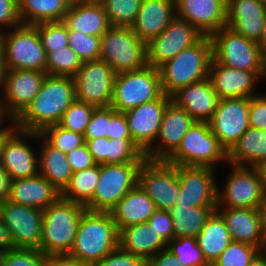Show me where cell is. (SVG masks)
<instances>
[{
    "mask_svg": "<svg viewBox=\"0 0 266 266\" xmlns=\"http://www.w3.org/2000/svg\"><path fill=\"white\" fill-rule=\"evenodd\" d=\"M75 99L72 77L46 75L39 93L13 125L22 131L41 133L45 128L58 124Z\"/></svg>",
    "mask_w": 266,
    "mask_h": 266,
    "instance_id": "cell-1",
    "label": "cell"
},
{
    "mask_svg": "<svg viewBox=\"0 0 266 266\" xmlns=\"http://www.w3.org/2000/svg\"><path fill=\"white\" fill-rule=\"evenodd\" d=\"M119 246V231L110 212L86 210L78 223L69 255L87 266H95Z\"/></svg>",
    "mask_w": 266,
    "mask_h": 266,
    "instance_id": "cell-2",
    "label": "cell"
},
{
    "mask_svg": "<svg viewBox=\"0 0 266 266\" xmlns=\"http://www.w3.org/2000/svg\"><path fill=\"white\" fill-rule=\"evenodd\" d=\"M212 59L210 36H203L195 45L183 49L158 67L163 93L171 97L179 89L208 78Z\"/></svg>",
    "mask_w": 266,
    "mask_h": 266,
    "instance_id": "cell-3",
    "label": "cell"
},
{
    "mask_svg": "<svg viewBox=\"0 0 266 266\" xmlns=\"http://www.w3.org/2000/svg\"><path fill=\"white\" fill-rule=\"evenodd\" d=\"M84 205L59 198L42 212L40 251L47 255L69 254Z\"/></svg>",
    "mask_w": 266,
    "mask_h": 266,
    "instance_id": "cell-4",
    "label": "cell"
},
{
    "mask_svg": "<svg viewBox=\"0 0 266 266\" xmlns=\"http://www.w3.org/2000/svg\"><path fill=\"white\" fill-rule=\"evenodd\" d=\"M176 166L211 167L228 164V153L212 133L208 122L196 121L177 149L165 160Z\"/></svg>",
    "mask_w": 266,
    "mask_h": 266,
    "instance_id": "cell-5",
    "label": "cell"
},
{
    "mask_svg": "<svg viewBox=\"0 0 266 266\" xmlns=\"http://www.w3.org/2000/svg\"><path fill=\"white\" fill-rule=\"evenodd\" d=\"M213 60L230 68L255 72L264 78L265 54L258 42L223 27L210 36Z\"/></svg>",
    "mask_w": 266,
    "mask_h": 266,
    "instance_id": "cell-6",
    "label": "cell"
},
{
    "mask_svg": "<svg viewBox=\"0 0 266 266\" xmlns=\"http://www.w3.org/2000/svg\"><path fill=\"white\" fill-rule=\"evenodd\" d=\"M100 60L116 74L137 71L147 64L146 43L130 26H111L101 37Z\"/></svg>",
    "mask_w": 266,
    "mask_h": 266,
    "instance_id": "cell-7",
    "label": "cell"
},
{
    "mask_svg": "<svg viewBox=\"0 0 266 266\" xmlns=\"http://www.w3.org/2000/svg\"><path fill=\"white\" fill-rule=\"evenodd\" d=\"M163 94L158 68L146 66L137 71L118 73L114 79L110 107L126 112Z\"/></svg>",
    "mask_w": 266,
    "mask_h": 266,
    "instance_id": "cell-8",
    "label": "cell"
},
{
    "mask_svg": "<svg viewBox=\"0 0 266 266\" xmlns=\"http://www.w3.org/2000/svg\"><path fill=\"white\" fill-rule=\"evenodd\" d=\"M5 69L46 72V52L34 25L21 24L0 34Z\"/></svg>",
    "mask_w": 266,
    "mask_h": 266,
    "instance_id": "cell-9",
    "label": "cell"
},
{
    "mask_svg": "<svg viewBox=\"0 0 266 266\" xmlns=\"http://www.w3.org/2000/svg\"><path fill=\"white\" fill-rule=\"evenodd\" d=\"M142 163L100 164L96 190L85 208L94 212H110L138 184V173Z\"/></svg>",
    "mask_w": 266,
    "mask_h": 266,
    "instance_id": "cell-10",
    "label": "cell"
},
{
    "mask_svg": "<svg viewBox=\"0 0 266 266\" xmlns=\"http://www.w3.org/2000/svg\"><path fill=\"white\" fill-rule=\"evenodd\" d=\"M46 72L5 69L0 84V102L5 117L14 122L39 93Z\"/></svg>",
    "mask_w": 266,
    "mask_h": 266,
    "instance_id": "cell-11",
    "label": "cell"
},
{
    "mask_svg": "<svg viewBox=\"0 0 266 266\" xmlns=\"http://www.w3.org/2000/svg\"><path fill=\"white\" fill-rule=\"evenodd\" d=\"M227 165L230 169L226 171L229 175L227 178L225 176L224 184L218 177L217 207L257 209L264 192L257 170L254 167Z\"/></svg>",
    "mask_w": 266,
    "mask_h": 266,
    "instance_id": "cell-12",
    "label": "cell"
},
{
    "mask_svg": "<svg viewBox=\"0 0 266 266\" xmlns=\"http://www.w3.org/2000/svg\"><path fill=\"white\" fill-rule=\"evenodd\" d=\"M138 184L152 199L157 210L169 211L177 204L180 183L176 165L165 160L145 159L139 169Z\"/></svg>",
    "mask_w": 266,
    "mask_h": 266,
    "instance_id": "cell-13",
    "label": "cell"
},
{
    "mask_svg": "<svg viewBox=\"0 0 266 266\" xmlns=\"http://www.w3.org/2000/svg\"><path fill=\"white\" fill-rule=\"evenodd\" d=\"M32 141L38 142V133L15 127L4 136L1 167L11 180L31 178L39 174L38 147L32 146Z\"/></svg>",
    "mask_w": 266,
    "mask_h": 266,
    "instance_id": "cell-14",
    "label": "cell"
},
{
    "mask_svg": "<svg viewBox=\"0 0 266 266\" xmlns=\"http://www.w3.org/2000/svg\"><path fill=\"white\" fill-rule=\"evenodd\" d=\"M116 73L104 61H87L73 77L76 99L98 107H110Z\"/></svg>",
    "mask_w": 266,
    "mask_h": 266,
    "instance_id": "cell-15",
    "label": "cell"
},
{
    "mask_svg": "<svg viewBox=\"0 0 266 266\" xmlns=\"http://www.w3.org/2000/svg\"><path fill=\"white\" fill-rule=\"evenodd\" d=\"M42 212L10 200L0 203V218L11 235L14 248L40 250Z\"/></svg>",
    "mask_w": 266,
    "mask_h": 266,
    "instance_id": "cell-16",
    "label": "cell"
},
{
    "mask_svg": "<svg viewBox=\"0 0 266 266\" xmlns=\"http://www.w3.org/2000/svg\"><path fill=\"white\" fill-rule=\"evenodd\" d=\"M250 98L219 99L212 118L208 121L212 133L228 153L250 127Z\"/></svg>",
    "mask_w": 266,
    "mask_h": 266,
    "instance_id": "cell-17",
    "label": "cell"
},
{
    "mask_svg": "<svg viewBox=\"0 0 266 266\" xmlns=\"http://www.w3.org/2000/svg\"><path fill=\"white\" fill-rule=\"evenodd\" d=\"M202 37L193 25L175 17L159 36L146 43L148 66L158 68L183 49L195 45Z\"/></svg>",
    "mask_w": 266,
    "mask_h": 266,
    "instance_id": "cell-18",
    "label": "cell"
},
{
    "mask_svg": "<svg viewBox=\"0 0 266 266\" xmlns=\"http://www.w3.org/2000/svg\"><path fill=\"white\" fill-rule=\"evenodd\" d=\"M211 167L177 166L180 195L176 205L217 206L218 174Z\"/></svg>",
    "mask_w": 266,
    "mask_h": 266,
    "instance_id": "cell-19",
    "label": "cell"
},
{
    "mask_svg": "<svg viewBox=\"0 0 266 266\" xmlns=\"http://www.w3.org/2000/svg\"><path fill=\"white\" fill-rule=\"evenodd\" d=\"M171 101L163 93L154 101L124 112L132 140L144 154L155 144L164 111Z\"/></svg>",
    "mask_w": 266,
    "mask_h": 266,
    "instance_id": "cell-20",
    "label": "cell"
},
{
    "mask_svg": "<svg viewBox=\"0 0 266 266\" xmlns=\"http://www.w3.org/2000/svg\"><path fill=\"white\" fill-rule=\"evenodd\" d=\"M195 122L183 108L171 101L164 111L155 144L145 153L146 159L166 160Z\"/></svg>",
    "mask_w": 266,
    "mask_h": 266,
    "instance_id": "cell-21",
    "label": "cell"
},
{
    "mask_svg": "<svg viewBox=\"0 0 266 266\" xmlns=\"http://www.w3.org/2000/svg\"><path fill=\"white\" fill-rule=\"evenodd\" d=\"M209 79L219 99L251 98L262 91L257 87L263 80L255 72L230 68L213 59L209 66Z\"/></svg>",
    "mask_w": 266,
    "mask_h": 266,
    "instance_id": "cell-22",
    "label": "cell"
},
{
    "mask_svg": "<svg viewBox=\"0 0 266 266\" xmlns=\"http://www.w3.org/2000/svg\"><path fill=\"white\" fill-rule=\"evenodd\" d=\"M176 17L193 25L203 36L226 27L227 6L222 0H175Z\"/></svg>",
    "mask_w": 266,
    "mask_h": 266,
    "instance_id": "cell-23",
    "label": "cell"
},
{
    "mask_svg": "<svg viewBox=\"0 0 266 266\" xmlns=\"http://www.w3.org/2000/svg\"><path fill=\"white\" fill-rule=\"evenodd\" d=\"M171 99L198 122H208L219 102L209 77L179 89Z\"/></svg>",
    "mask_w": 266,
    "mask_h": 266,
    "instance_id": "cell-24",
    "label": "cell"
},
{
    "mask_svg": "<svg viewBox=\"0 0 266 266\" xmlns=\"http://www.w3.org/2000/svg\"><path fill=\"white\" fill-rule=\"evenodd\" d=\"M224 219L232 241L247 243L261 250L266 245L258 209L217 207Z\"/></svg>",
    "mask_w": 266,
    "mask_h": 266,
    "instance_id": "cell-25",
    "label": "cell"
},
{
    "mask_svg": "<svg viewBox=\"0 0 266 266\" xmlns=\"http://www.w3.org/2000/svg\"><path fill=\"white\" fill-rule=\"evenodd\" d=\"M266 21V5L258 0H233L227 6L226 26L258 42Z\"/></svg>",
    "mask_w": 266,
    "mask_h": 266,
    "instance_id": "cell-26",
    "label": "cell"
},
{
    "mask_svg": "<svg viewBox=\"0 0 266 266\" xmlns=\"http://www.w3.org/2000/svg\"><path fill=\"white\" fill-rule=\"evenodd\" d=\"M176 17L175 0H142L132 30L148 43Z\"/></svg>",
    "mask_w": 266,
    "mask_h": 266,
    "instance_id": "cell-27",
    "label": "cell"
},
{
    "mask_svg": "<svg viewBox=\"0 0 266 266\" xmlns=\"http://www.w3.org/2000/svg\"><path fill=\"white\" fill-rule=\"evenodd\" d=\"M60 197L61 192L40 174L10 182L8 200L17 204L43 211Z\"/></svg>",
    "mask_w": 266,
    "mask_h": 266,
    "instance_id": "cell-28",
    "label": "cell"
},
{
    "mask_svg": "<svg viewBox=\"0 0 266 266\" xmlns=\"http://www.w3.org/2000/svg\"><path fill=\"white\" fill-rule=\"evenodd\" d=\"M63 22L69 30L97 37L111 27L101 2L72 0Z\"/></svg>",
    "mask_w": 266,
    "mask_h": 266,
    "instance_id": "cell-29",
    "label": "cell"
},
{
    "mask_svg": "<svg viewBox=\"0 0 266 266\" xmlns=\"http://www.w3.org/2000/svg\"><path fill=\"white\" fill-rule=\"evenodd\" d=\"M156 210L152 199L137 184L117 203L110 213L120 232L128 226L148 222Z\"/></svg>",
    "mask_w": 266,
    "mask_h": 266,
    "instance_id": "cell-30",
    "label": "cell"
},
{
    "mask_svg": "<svg viewBox=\"0 0 266 266\" xmlns=\"http://www.w3.org/2000/svg\"><path fill=\"white\" fill-rule=\"evenodd\" d=\"M119 246L146 262L161 250L167 248V243L148 222L123 228L119 232Z\"/></svg>",
    "mask_w": 266,
    "mask_h": 266,
    "instance_id": "cell-31",
    "label": "cell"
},
{
    "mask_svg": "<svg viewBox=\"0 0 266 266\" xmlns=\"http://www.w3.org/2000/svg\"><path fill=\"white\" fill-rule=\"evenodd\" d=\"M38 143L36 144L40 147H38L39 174L62 192L73 175L67 155L53 147L40 133H38Z\"/></svg>",
    "mask_w": 266,
    "mask_h": 266,
    "instance_id": "cell-32",
    "label": "cell"
},
{
    "mask_svg": "<svg viewBox=\"0 0 266 266\" xmlns=\"http://www.w3.org/2000/svg\"><path fill=\"white\" fill-rule=\"evenodd\" d=\"M266 159V130L249 127L228 152V163L254 167Z\"/></svg>",
    "mask_w": 266,
    "mask_h": 266,
    "instance_id": "cell-33",
    "label": "cell"
},
{
    "mask_svg": "<svg viewBox=\"0 0 266 266\" xmlns=\"http://www.w3.org/2000/svg\"><path fill=\"white\" fill-rule=\"evenodd\" d=\"M196 239L205 260L210 266L232 242L226 223L217 211H214L207 219Z\"/></svg>",
    "mask_w": 266,
    "mask_h": 266,
    "instance_id": "cell-34",
    "label": "cell"
},
{
    "mask_svg": "<svg viewBox=\"0 0 266 266\" xmlns=\"http://www.w3.org/2000/svg\"><path fill=\"white\" fill-rule=\"evenodd\" d=\"M72 0H17L20 21L25 25L63 21Z\"/></svg>",
    "mask_w": 266,
    "mask_h": 266,
    "instance_id": "cell-35",
    "label": "cell"
},
{
    "mask_svg": "<svg viewBox=\"0 0 266 266\" xmlns=\"http://www.w3.org/2000/svg\"><path fill=\"white\" fill-rule=\"evenodd\" d=\"M216 208L217 206L189 207L185 205L172 207L169 212L172 218L174 238H196Z\"/></svg>",
    "mask_w": 266,
    "mask_h": 266,
    "instance_id": "cell-36",
    "label": "cell"
},
{
    "mask_svg": "<svg viewBox=\"0 0 266 266\" xmlns=\"http://www.w3.org/2000/svg\"><path fill=\"white\" fill-rule=\"evenodd\" d=\"M100 176V164L73 173L61 198L86 205L92 198Z\"/></svg>",
    "mask_w": 266,
    "mask_h": 266,
    "instance_id": "cell-37",
    "label": "cell"
},
{
    "mask_svg": "<svg viewBox=\"0 0 266 266\" xmlns=\"http://www.w3.org/2000/svg\"><path fill=\"white\" fill-rule=\"evenodd\" d=\"M82 64L79 56L69 46L46 54V73L50 76L73 78Z\"/></svg>",
    "mask_w": 266,
    "mask_h": 266,
    "instance_id": "cell-38",
    "label": "cell"
},
{
    "mask_svg": "<svg viewBox=\"0 0 266 266\" xmlns=\"http://www.w3.org/2000/svg\"><path fill=\"white\" fill-rule=\"evenodd\" d=\"M142 0H102L111 26H132Z\"/></svg>",
    "mask_w": 266,
    "mask_h": 266,
    "instance_id": "cell-39",
    "label": "cell"
},
{
    "mask_svg": "<svg viewBox=\"0 0 266 266\" xmlns=\"http://www.w3.org/2000/svg\"><path fill=\"white\" fill-rule=\"evenodd\" d=\"M169 249L184 266H210L205 260L195 237L172 238L167 243Z\"/></svg>",
    "mask_w": 266,
    "mask_h": 266,
    "instance_id": "cell-40",
    "label": "cell"
},
{
    "mask_svg": "<svg viewBox=\"0 0 266 266\" xmlns=\"http://www.w3.org/2000/svg\"><path fill=\"white\" fill-rule=\"evenodd\" d=\"M262 250L239 241H232L211 266H248Z\"/></svg>",
    "mask_w": 266,
    "mask_h": 266,
    "instance_id": "cell-41",
    "label": "cell"
},
{
    "mask_svg": "<svg viewBox=\"0 0 266 266\" xmlns=\"http://www.w3.org/2000/svg\"><path fill=\"white\" fill-rule=\"evenodd\" d=\"M96 108L92 104L75 99L63 114L58 125L66 130L84 135Z\"/></svg>",
    "mask_w": 266,
    "mask_h": 266,
    "instance_id": "cell-42",
    "label": "cell"
},
{
    "mask_svg": "<svg viewBox=\"0 0 266 266\" xmlns=\"http://www.w3.org/2000/svg\"><path fill=\"white\" fill-rule=\"evenodd\" d=\"M145 154L133 142L132 138H108L107 164L143 162Z\"/></svg>",
    "mask_w": 266,
    "mask_h": 266,
    "instance_id": "cell-43",
    "label": "cell"
},
{
    "mask_svg": "<svg viewBox=\"0 0 266 266\" xmlns=\"http://www.w3.org/2000/svg\"><path fill=\"white\" fill-rule=\"evenodd\" d=\"M68 46L82 62L100 60L101 37L85 35L68 29Z\"/></svg>",
    "mask_w": 266,
    "mask_h": 266,
    "instance_id": "cell-44",
    "label": "cell"
},
{
    "mask_svg": "<svg viewBox=\"0 0 266 266\" xmlns=\"http://www.w3.org/2000/svg\"><path fill=\"white\" fill-rule=\"evenodd\" d=\"M39 33L46 54L68 46V27L63 21L34 25Z\"/></svg>",
    "mask_w": 266,
    "mask_h": 266,
    "instance_id": "cell-45",
    "label": "cell"
},
{
    "mask_svg": "<svg viewBox=\"0 0 266 266\" xmlns=\"http://www.w3.org/2000/svg\"><path fill=\"white\" fill-rule=\"evenodd\" d=\"M53 147L67 154L76 147L85 144L83 134L69 131L58 124L45 128L40 133Z\"/></svg>",
    "mask_w": 266,
    "mask_h": 266,
    "instance_id": "cell-46",
    "label": "cell"
},
{
    "mask_svg": "<svg viewBox=\"0 0 266 266\" xmlns=\"http://www.w3.org/2000/svg\"><path fill=\"white\" fill-rule=\"evenodd\" d=\"M46 255L34 248H13L3 252L1 266H45Z\"/></svg>",
    "mask_w": 266,
    "mask_h": 266,
    "instance_id": "cell-47",
    "label": "cell"
},
{
    "mask_svg": "<svg viewBox=\"0 0 266 266\" xmlns=\"http://www.w3.org/2000/svg\"><path fill=\"white\" fill-rule=\"evenodd\" d=\"M109 133V107H98L94 110L84 139L108 138Z\"/></svg>",
    "mask_w": 266,
    "mask_h": 266,
    "instance_id": "cell-48",
    "label": "cell"
},
{
    "mask_svg": "<svg viewBox=\"0 0 266 266\" xmlns=\"http://www.w3.org/2000/svg\"><path fill=\"white\" fill-rule=\"evenodd\" d=\"M95 266H146V261L118 246Z\"/></svg>",
    "mask_w": 266,
    "mask_h": 266,
    "instance_id": "cell-49",
    "label": "cell"
},
{
    "mask_svg": "<svg viewBox=\"0 0 266 266\" xmlns=\"http://www.w3.org/2000/svg\"><path fill=\"white\" fill-rule=\"evenodd\" d=\"M249 125L252 128L266 130V93L261 91L259 95L249 100Z\"/></svg>",
    "mask_w": 266,
    "mask_h": 266,
    "instance_id": "cell-50",
    "label": "cell"
},
{
    "mask_svg": "<svg viewBox=\"0 0 266 266\" xmlns=\"http://www.w3.org/2000/svg\"><path fill=\"white\" fill-rule=\"evenodd\" d=\"M21 24L17 0H0V34Z\"/></svg>",
    "mask_w": 266,
    "mask_h": 266,
    "instance_id": "cell-51",
    "label": "cell"
},
{
    "mask_svg": "<svg viewBox=\"0 0 266 266\" xmlns=\"http://www.w3.org/2000/svg\"><path fill=\"white\" fill-rule=\"evenodd\" d=\"M150 226L168 243L174 238L172 218L169 211L156 210L148 219Z\"/></svg>",
    "mask_w": 266,
    "mask_h": 266,
    "instance_id": "cell-52",
    "label": "cell"
},
{
    "mask_svg": "<svg viewBox=\"0 0 266 266\" xmlns=\"http://www.w3.org/2000/svg\"><path fill=\"white\" fill-rule=\"evenodd\" d=\"M66 155L73 173L88 169L97 164L91 156L86 144L76 147Z\"/></svg>",
    "mask_w": 266,
    "mask_h": 266,
    "instance_id": "cell-53",
    "label": "cell"
},
{
    "mask_svg": "<svg viewBox=\"0 0 266 266\" xmlns=\"http://www.w3.org/2000/svg\"><path fill=\"white\" fill-rule=\"evenodd\" d=\"M109 139L132 138L123 112L109 107Z\"/></svg>",
    "mask_w": 266,
    "mask_h": 266,
    "instance_id": "cell-54",
    "label": "cell"
},
{
    "mask_svg": "<svg viewBox=\"0 0 266 266\" xmlns=\"http://www.w3.org/2000/svg\"><path fill=\"white\" fill-rule=\"evenodd\" d=\"M85 144L97 164H107L108 138L85 139Z\"/></svg>",
    "mask_w": 266,
    "mask_h": 266,
    "instance_id": "cell-55",
    "label": "cell"
},
{
    "mask_svg": "<svg viewBox=\"0 0 266 266\" xmlns=\"http://www.w3.org/2000/svg\"><path fill=\"white\" fill-rule=\"evenodd\" d=\"M146 266H184L181 261L169 250L164 249L146 262Z\"/></svg>",
    "mask_w": 266,
    "mask_h": 266,
    "instance_id": "cell-56",
    "label": "cell"
},
{
    "mask_svg": "<svg viewBox=\"0 0 266 266\" xmlns=\"http://www.w3.org/2000/svg\"><path fill=\"white\" fill-rule=\"evenodd\" d=\"M45 266H87L69 254H52L46 256Z\"/></svg>",
    "mask_w": 266,
    "mask_h": 266,
    "instance_id": "cell-57",
    "label": "cell"
},
{
    "mask_svg": "<svg viewBox=\"0 0 266 266\" xmlns=\"http://www.w3.org/2000/svg\"><path fill=\"white\" fill-rule=\"evenodd\" d=\"M11 179L0 166V203L9 199Z\"/></svg>",
    "mask_w": 266,
    "mask_h": 266,
    "instance_id": "cell-58",
    "label": "cell"
},
{
    "mask_svg": "<svg viewBox=\"0 0 266 266\" xmlns=\"http://www.w3.org/2000/svg\"><path fill=\"white\" fill-rule=\"evenodd\" d=\"M13 248L14 245L11 235L7 231V227L4 225L0 218V249L5 252Z\"/></svg>",
    "mask_w": 266,
    "mask_h": 266,
    "instance_id": "cell-59",
    "label": "cell"
},
{
    "mask_svg": "<svg viewBox=\"0 0 266 266\" xmlns=\"http://www.w3.org/2000/svg\"><path fill=\"white\" fill-rule=\"evenodd\" d=\"M257 209L260 215L262 230L266 234V190L263 192L262 200Z\"/></svg>",
    "mask_w": 266,
    "mask_h": 266,
    "instance_id": "cell-60",
    "label": "cell"
},
{
    "mask_svg": "<svg viewBox=\"0 0 266 266\" xmlns=\"http://www.w3.org/2000/svg\"><path fill=\"white\" fill-rule=\"evenodd\" d=\"M254 168L257 170L259 178L261 179L263 189L266 190V159L259 162Z\"/></svg>",
    "mask_w": 266,
    "mask_h": 266,
    "instance_id": "cell-61",
    "label": "cell"
},
{
    "mask_svg": "<svg viewBox=\"0 0 266 266\" xmlns=\"http://www.w3.org/2000/svg\"><path fill=\"white\" fill-rule=\"evenodd\" d=\"M13 127H14L13 122H10L5 117L2 111L1 102H0V131H10Z\"/></svg>",
    "mask_w": 266,
    "mask_h": 266,
    "instance_id": "cell-62",
    "label": "cell"
},
{
    "mask_svg": "<svg viewBox=\"0 0 266 266\" xmlns=\"http://www.w3.org/2000/svg\"><path fill=\"white\" fill-rule=\"evenodd\" d=\"M248 266H266V255L261 252Z\"/></svg>",
    "mask_w": 266,
    "mask_h": 266,
    "instance_id": "cell-63",
    "label": "cell"
},
{
    "mask_svg": "<svg viewBox=\"0 0 266 266\" xmlns=\"http://www.w3.org/2000/svg\"><path fill=\"white\" fill-rule=\"evenodd\" d=\"M4 71H5V66H4V56H3V44H2V39L0 37V84L2 82Z\"/></svg>",
    "mask_w": 266,
    "mask_h": 266,
    "instance_id": "cell-64",
    "label": "cell"
},
{
    "mask_svg": "<svg viewBox=\"0 0 266 266\" xmlns=\"http://www.w3.org/2000/svg\"><path fill=\"white\" fill-rule=\"evenodd\" d=\"M261 49H262V52L264 54H266V21H265V24H264V28H263V33L261 35V38L260 40L258 41Z\"/></svg>",
    "mask_w": 266,
    "mask_h": 266,
    "instance_id": "cell-65",
    "label": "cell"
},
{
    "mask_svg": "<svg viewBox=\"0 0 266 266\" xmlns=\"http://www.w3.org/2000/svg\"><path fill=\"white\" fill-rule=\"evenodd\" d=\"M9 131H0V166H1V156H2V145H3V138Z\"/></svg>",
    "mask_w": 266,
    "mask_h": 266,
    "instance_id": "cell-66",
    "label": "cell"
},
{
    "mask_svg": "<svg viewBox=\"0 0 266 266\" xmlns=\"http://www.w3.org/2000/svg\"><path fill=\"white\" fill-rule=\"evenodd\" d=\"M266 79V54H265V62H264V78Z\"/></svg>",
    "mask_w": 266,
    "mask_h": 266,
    "instance_id": "cell-67",
    "label": "cell"
},
{
    "mask_svg": "<svg viewBox=\"0 0 266 266\" xmlns=\"http://www.w3.org/2000/svg\"><path fill=\"white\" fill-rule=\"evenodd\" d=\"M84 2H101L102 0H80Z\"/></svg>",
    "mask_w": 266,
    "mask_h": 266,
    "instance_id": "cell-68",
    "label": "cell"
},
{
    "mask_svg": "<svg viewBox=\"0 0 266 266\" xmlns=\"http://www.w3.org/2000/svg\"><path fill=\"white\" fill-rule=\"evenodd\" d=\"M228 6L233 0H222Z\"/></svg>",
    "mask_w": 266,
    "mask_h": 266,
    "instance_id": "cell-69",
    "label": "cell"
},
{
    "mask_svg": "<svg viewBox=\"0 0 266 266\" xmlns=\"http://www.w3.org/2000/svg\"><path fill=\"white\" fill-rule=\"evenodd\" d=\"M3 250L0 249V266H1V259H2V256H3Z\"/></svg>",
    "mask_w": 266,
    "mask_h": 266,
    "instance_id": "cell-70",
    "label": "cell"
},
{
    "mask_svg": "<svg viewBox=\"0 0 266 266\" xmlns=\"http://www.w3.org/2000/svg\"><path fill=\"white\" fill-rule=\"evenodd\" d=\"M262 252L266 255V245H265V247L263 248Z\"/></svg>",
    "mask_w": 266,
    "mask_h": 266,
    "instance_id": "cell-71",
    "label": "cell"
},
{
    "mask_svg": "<svg viewBox=\"0 0 266 266\" xmlns=\"http://www.w3.org/2000/svg\"><path fill=\"white\" fill-rule=\"evenodd\" d=\"M258 1L266 5V0H258Z\"/></svg>",
    "mask_w": 266,
    "mask_h": 266,
    "instance_id": "cell-72",
    "label": "cell"
}]
</instances>
